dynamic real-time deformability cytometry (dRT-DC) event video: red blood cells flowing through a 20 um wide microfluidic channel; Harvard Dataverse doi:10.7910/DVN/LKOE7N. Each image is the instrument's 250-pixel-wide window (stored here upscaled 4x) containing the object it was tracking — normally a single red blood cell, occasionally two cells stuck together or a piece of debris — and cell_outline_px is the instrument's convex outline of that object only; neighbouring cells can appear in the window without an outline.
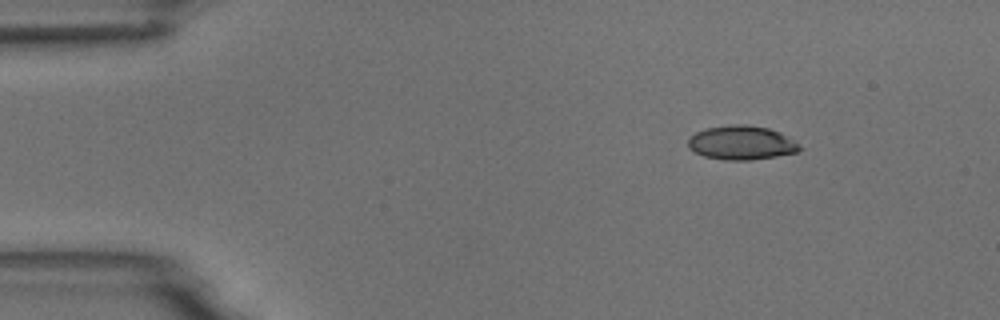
{"species": "common noctule bat (a hibernating species)", "species_latin": "Nyctalus noctula", "temperature_condition": "room temperature", "stored_images_in_passage": 5, "camera_frame_rate_fps": 3000, "um_per_image_px": 0.085, "animal": {"sex": "male", "body_mass_g": 18.8}, "frame": {"image": 1, "passage_image": 1, "time_ms": 0.0, "image_size_px": [1000, 320], "cell_outline_px": [[804, 148], [796, 152], [776, 156], [752, 160], [724, 160], [704, 156], [688, 148], [688, 136], [704, 128], [732, 124], [744, 124], [768, 128], [780, 132], [796, 140]], "centroid_in_image_um": [63.04, 12.13], "position_along_channel_um": 22.0, "area_um2": 22.43}}
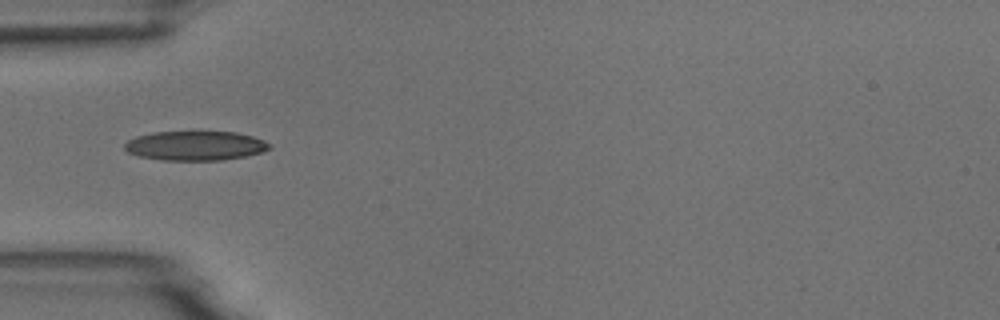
{"frame": {"image": 2, "passage_image": 4, "time_ms": 3.333, "image_size_px": [1000, 320], "cell_outline_px": [[272, 148], [260, 152], [244, 156], [220, 160], [164, 160], [140, 156], [128, 152], [124, 148], [124, 144], [128, 140], [136, 136], [152, 132], [236, 132], [252, 136], [264, 140], [272, 144]], "centroid_in_image_um": [16.61, 12.38], "position_along_channel_um": 68.4, "area_um2": 24.68}}